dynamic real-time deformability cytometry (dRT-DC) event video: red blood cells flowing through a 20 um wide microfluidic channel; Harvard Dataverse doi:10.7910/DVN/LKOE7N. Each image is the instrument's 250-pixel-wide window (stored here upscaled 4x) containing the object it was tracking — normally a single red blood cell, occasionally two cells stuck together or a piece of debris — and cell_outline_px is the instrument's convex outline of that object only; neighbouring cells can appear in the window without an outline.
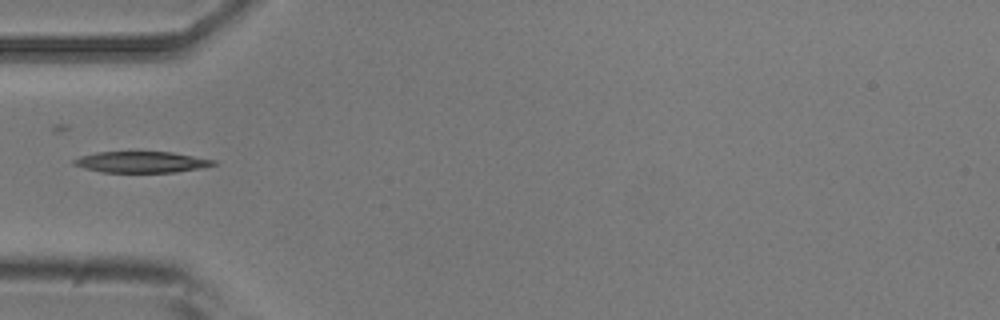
{"species": "common noctule bat (a hibernating species)", "species_latin": "Nyctalus noctula", "temperature_condition": "room temperature", "stored_images_in_passage": 4, "camera_frame_rate_fps": 3000, "um_per_image_px": 0.085, "animal": {"sex": "male", "body_mass_g": 20.5, "forearm_length_mm": 52.5}, "frame": {"image": 1, "passage_image": 1, "time_ms": 0.0, "image_size_px": [1000, 320], "cell_outline_px": [[216, 164], [204, 168], [176, 172], [100, 172], [84, 168], [72, 164], [72, 160], [80, 156], [96, 152], [172, 152], [216, 160]], "centroid_in_image_um": [12.03, 13.78], "position_along_channel_um": 73.0, "area_um2": 17.28}}
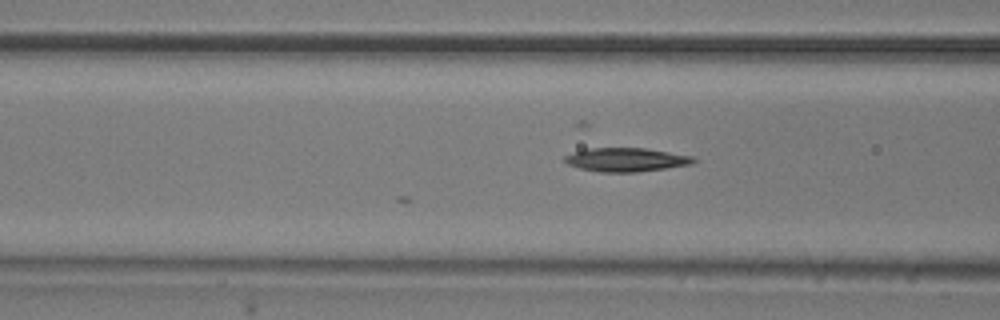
{"frame": {"image": 2, "passage_image": 4, "time_ms": 1.0, "image_size_px": [1000, 320], "cell_outline_px": [[696, 160], [692, 164], [636, 172], [600, 172], [580, 168], [568, 164], [564, 160], [564, 156], [588, 148], [644, 148], [692, 156]], "centroid_in_image_um": [53.21, 13.57], "position_along_channel_um": 113.4, "area_um2": 17.51}}